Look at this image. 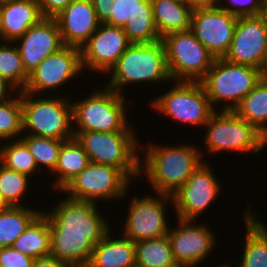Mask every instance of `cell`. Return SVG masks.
Masks as SVG:
<instances>
[{
    "instance_id": "1",
    "label": "cell",
    "mask_w": 267,
    "mask_h": 267,
    "mask_svg": "<svg viewBox=\"0 0 267 267\" xmlns=\"http://www.w3.org/2000/svg\"><path fill=\"white\" fill-rule=\"evenodd\" d=\"M142 147L147 151L144 152V160L140 159V175L146 174L155 190L153 192L157 194L172 195L189 179L199 165L206 161L202 158L200 147L187 145V143L164 147L149 143L147 147L140 145V149Z\"/></svg>"
},
{
    "instance_id": "2",
    "label": "cell",
    "mask_w": 267,
    "mask_h": 267,
    "mask_svg": "<svg viewBox=\"0 0 267 267\" xmlns=\"http://www.w3.org/2000/svg\"><path fill=\"white\" fill-rule=\"evenodd\" d=\"M108 73H111L110 82L104 86L121 95H124L121 89L131 83L160 84L172 81L161 39L154 43H132Z\"/></svg>"
},
{
    "instance_id": "3",
    "label": "cell",
    "mask_w": 267,
    "mask_h": 267,
    "mask_svg": "<svg viewBox=\"0 0 267 267\" xmlns=\"http://www.w3.org/2000/svg\"><path fill=\"white\" fill-rule=\"evenodd\" d=\"M33 95L20 91L23 133L63 141L73 139L72 101L66 95L49 98Z\"/></svg>"
},
{
    "instance_id": "4",
    "label": "cell",
    "mask_w": 267,
    "mask_h": 267,
    "mask_svg": "<svg viewBox=\"0 0 267 267\" xmlns=\"http://www.w3.org/2000/svg\"><path fill=\"white\" fill-rule=\"evenodd\" d=\"M73 133L87 153L90 162L121 169L131 181L140 176L141 157L138 149L141 144L136 138V130Z\"/></svg>"
},
{
    "instance_id": "5",
    "label": "cell",
    "mask_w": 267,
    "mask_h": 267,
    "mask_svg": "<svg viewBox=\"0 0 267 267\" xmlns=\"http://www.w3.org/2000/svg\"><path fill=\"white\" fill-rule=\"evenodd\" d=\"M265 74L258 68L216 58L200 81L214 110L234 111L241 100L252 91Z\"/></svg>"
},
{
    "instance_id": "6",
    "label": "cell",
    "mask_w": 267,
    "mask_h": 267,
    "mask_svg": "<svg viewBox=\"0 0 267 267\" xmlns=\"http://www.w3.org/2000/svg\"><path fill=\"white\" fill-rule=\"evenodd\" d=\"M91 94L83 100L71 102L73 132L134 131L127 122L125 95L105 86L103 90H95Z\"/></svg>"
},
{
    "instance_id": "7",
    "label": "cell",
    "mask_w": 267,
    "mask_h": 267,
    "mask_svg": "<svg viewBox=\"0 0 267 267\" xmlns=\"http://www.w3.org/2000/svg\"><path fill=\"white\" fill-rule=\"evenodd\" d=\"M204 126L207 128L204 145L210 154L222 151L259 154L267 146V137L234 111L215 110Z\"/></svg>"
},
{
    "instance_id": "8",
    "label": "cell",
    "mask_w": 267,
    "mask_h": 267,
    "mask_svg": "<svg viewBox=\"0 0 267 267\" xmlns=\"http://www.w3.org/2000/svg\"><path fill=\"white\" fill-rule=\"evenodd\" d=\"M57 204L50 212L42 211L48 218L51 235L86 236L95 246L112 230L96 203L66 197Z\"/></svg>"
},
{
    "instance_id": "9",
    "label": "cell",
    "mask_w": 267,
    "mask_h": 267,
    "mask_svg": "<svg viewBox=\"0 0 267 267\" xmlns=\"http://www.w3.org/2000/svg\"><path fill=\"white\" fill-rule=\"evenodd\" d=\"M161 40L172 81L200 82L216 59L190 29L169 33Z\"/></svg>"
},
{
    "instance_id": "10",
    "label": "cell",
    "mask_w": 267,
    "mask_h": 267,
    "mask_svg": "<svg viewBox=\"0 0 267 267\" xmlns=\"http://www.w3.org/2000/svg\"><path fill=\"white\" fill-rule=\"evenodd\" d=\"M172 84L167 92L151 100L150 107L181 124L204 127L215 110L201 83L174 81Z\"/></svg>"
},
{
    "instance_id": "11",
    "label": "cell",
    "mask_w": 267,
    "mask_h": 267,
    "mask_svg": "<svg viewBox=\"0 0 267 267\" xmlns=\"http://www.w3.org/2000/svg\"><path fill=\"white\" fill-rule=\"evenodd\" d=\"M130 180L121 169L90 162L60 192L70 199L98 204L99 199L124 198L130 189Z\"/></svg>"
},
{
    "instance_id": "12",
    "label": "cell",
    "mask_w": 267,
    "mask_h": 267,
    "mask_svg": "<svg viewBox=\"0 0 267 267\" xmlns=\"http://www.w3.org/2000/svg\"><path fill=\"white\" fill-rule=\"evenodd\" d=\"M133 197L128 204V214L123 225L122 236L137 242L165 236L169 232V222L165 213L168 202L173 200L171 195L157 194Z\"/></svg>"
},
{
    "instance_id": "13",
    "label": "cell",
    "mask_w": 267,
    "mask_h": 267,
    "mask_svg": "<svg viewBox=\"0 0 267 267\" xmlns=\"http://www.w3.org/2000/svg\"><path fill=\"white\" fill-rule=\"evenodd\" d=\"M215 178L210 164L207 161L202 162L189 179L171 195L177 215L175 217L195 222L221 194L222 187Z\"/></svg>"
},
{
    "instance_id": "14",
    "label": "cell",
    "mask_w": 267,
    "mask_h": 267,
    "mask_svg": "<svg viewBox=\"0 0 267 267\" xmlns=\"http://www.w3.org/2000/svg\"><path fill=\"white\" fill-rule=\"evenodd\" d=\"M83 71L80 48L65 45L47 56L29 73L23 91L42 96L45 91L49 93V90L58 89L61 85L69 83Z\"/></svg>"
},
{
    "instance_id": "15",
    "label": "cell",
    "mask_w": 267,
    "mask_h": 267,
    "mask_svg": "<svg viewBox=\"0 0 267 267\" xmlns=\"http://www.w3.org/2000/svg\"><path fill=\"white\" fill-rule=\"evenodd\" d=\"M224 59L267 73V31L262 15L237 18L234 36Z\"/></svg>"
},
{
    "instance_id": "16",
    "label": "cell",
    "mask_w": 267,
    "mask_h": 267,
    "mask_svg": "<svg viewBox=\"0 0 267 267\" xmlns=\"http://www.w3.org/2000/svg\"><path fill=\"white\" fill-rule=\"evenodd\" d=\"M237 18L218 5L193 9L190 30L215 58H224L231 46Z\"/></svg>"
},
{
    "instance_id": "17",
    "label": "cell",
    "mask_w": 267,
    "mask_h": 267,
    "mask_svg": "<svg viewBox=\"0 0 267 267\" xmlns=\"http://www.w3.org/2000/svg\"><path fill=\"white\" fill-rule=\"evenodd\" d=\"M178 226L167 234L174 259L179 267H196L206 260L216 246L215 235L205 224L177 218Z\"/></svg>"
},
{
    "instance_id": "18",
    "label": "cell",
    "mask_w": 267,
    "mask_h": 267,
    "mask_svg": "<svg viewBox=\"0 0 267 267\" xmlns=\"http://www.w3.org/2000/svg\"><path fill=\"white\" fill-rule=\"evenodd\" d=\"M131 44L123 27L100 23L80 48L83 70L107 74Z\"/></svg>"
},
{
    "instance_id": "19",
    "label": "cell",
    "mask_w": 267,
    "mask_h": 267,
    "mask_svg": "<svg viewBox=\"0 0 267 267\" xmlns=\"http://www.w3.org/2000/svg\"><path fill=\"white\" fill-rule=\"evenodd\" d=\"M14 43L17 44L22 64L28 74L47 56L65 46L56 19L50 17H44L38 24L30 27Z\"/></svg>"
},
{
    "instance_id": "20",
    "label": "cell",
    "mask_w": 267,
    "mask_h": 267,
    "mask_svg": "<svg viewBox=\"0 0 267 267\" xmlns=\"http://www.w3.org/2000/svg\"><path fill=\"white\" fill-rule=\"evenodd\" d=\"M64 45L81 48L98 29L91 0H73L56 17Z\"/></svg>"
},
{
    "instance_id": "21",
    "label": "cell",
    "mask_w": 267,
    "mask_h": 267,
    "mask_svg": "<svg viewBox=\"0 0 267 267\" xmlns=\"http://www.w3.org/2000/svg\"><path fill=\"white\" fill-rule=\"evenodd\" d=\"M43 18L37 0L0 1L1 41L13 43Z\"/></svg>"
},
{
    "instance_id": "22",
    "label": "cell",
    "mask_w": 267,
    "mask_h": 267,
    "mask_svg": "<svg viewBox=\"0 0 267 267\" xmlns=\"http://www.w3.org/2000/svg\"><path fill=\"white\" fill-rule=\"evenodd\" d=\"M110 230L92 251L86 267H135V242L121 237L113 239Z\"/></svg>"
},
{
    "instance_id": "23",
    "label": "cell",
    "mask_w": 267,
    "mask_h": 267,
    "mask_svg": "<svg viewBox=\"0 0 267 267\" xmlns=\"http://www.w3.org/2000/svg\"><path fill=\"white\" fill-rule=\"evenodd\" d=\"M250 208L243 214L246 235L242 261L237 267H267V225Z\"/></svg>"
},
{
    "instance_id": "24",
    "label": "cell",
    "mask_w": 267,
    "mask_h": 267,
    "mask_svg": "<svg viewBox=\"0 0 267 267\" xmlns=\"http://www.w3.org/2000/svg\"><path fill=\"white\" fill-rule=\"evenodd\" d=\"M151 4L160 38L172 32L190 29L193 9L184 1L151 0Z\"/></svg>"
},
{
    "instance_id": "25",
    "label": "cell",
    "mask_w": 267,
    "mask_h": 267,
    "mask_svg": "<svg viewBox=\"0 0 267 267\" xmlns=\"http://www.w3.org/2000/svg\"><path fill=\"white\" fill-rule=\"evenodd\" d=\"M89 163L90 160L87 153L75 137L64 141L59 152L57 166L52 172L53 175L57 176V179L51 184L53 189L60 192Z\"/></svg>"
},
{
    "instance_id": "26",
    "label": "cell",
    "mask_w": 267,
    "mask_h": 267,
    "mask_svg": "<svg viewBox=\"0 0 267 267\" xmlns=\"http://www.w3.org/2000/svg\"><path fill=\"white\" fill-rule=\"evenodd\" d=\"M93 248L86 236L51 235L50 256L70 267L87 266Z\"/></svg>"
},
{
    "instance_id": "27",
    "label": "cell",
    "mask_w": 267,
    "mask_h": 267,
    "mask_svg": "<svg viewBox=\"0 0 267 267\" xmlns=\"http://www.w3.org/2000/svg\"><path fill=\"white\" fill-rule=\"evenodd\" d=\"M51 232L48 218L41 213L14 241L12 247L34 259L50 255Z\"/></svg>"
},
{
    "instance_id": "28",
    "label": "cell",
    "mask_w": 267,
    "mask_h": 267,
    "mask_svg": "<svg viewBox=\"0 0 267 267\" xmlns=\"http://www.w3.org/2000/svg\"><path fill=\"white\" fill-rule=\"evenodd\" d=\"M234 112L267 137V75L241 100Z\"/></svg>"
},
{
    "instance_id": "29",
    "label": "cell",
    "mask_w": 267,
    "mask_h": 267,
    "mask_svg": "<svg viewBox=\"0 0 267 267\" xmlns=\"http://www.w3.org/2000/svg\"><path fill=\"white\" fill-rule=\"evenodd\" d=\"M24 206H10L0 213V248L12 247L14 241L42 213Z\"/></svg>"
},
{
    "instance_id": "30",
    "label": "cell",
    "mask_w": 267,
    "mask_h": 267,
    "mask_svg": "<svg viewBox=\"0 0 267 267\" xmlns=\"http://www.w3.org/2000/svg\"><path fill=\"white\" fill-rule=\"evenodd\" d=\"M136 267H179L168 236L135 242Z\"/></svg>"
},
{
    "instance_id": "31",
    "label": "cell",
    "mask_w": 267,
    "mask_h": 267,
    "mask_svg": "<svg viewBox=\"0 0 267 267\" xmlns=\"http://www.w3.org/2000/svg\"><path fill=\"white\" fill-rule=\"evenodd\" d=\"M7 142L4 146L0 143V163L32 178L31 175L38 171V166L27 145L20 138Z\"/></svg>"
},
{
    "instance_id": "32",
    "label": "cell",
    "mask_w": 267,
    "mask_h": 267,
    "mask_svg": "<svg viewBox=\"0 0 267 267\" xmlns=\"http://www.w3.org/2000/svg\"><path fill=\"white\" fill-rule=\"evenodd\" d=\"M0 77L18 92L23 91L28 82L29 74L24 69L16 44L12 45V42H0Z\"/></svg>"
},
{
    "instance_id": "33",
    "label": "cell",
    "mask_w": 267,
    "mask_h": 267,
    "mask_svg": "<svg viewBox=\"0 0 267 267\" xmlns=\"http://www.w3.org/2000/svg\"><path fill=\"white\" fill-rule=\"evenodd\" d=\"M20 139L34 156L39 169L45 166L51 172L55 170L63 140L34 135H24Z\"/></svg>"
},
{
    "instance_id": "34",
    "label": "cell",
    "mask_w": 267,
    "mask_h": 267,
    "mask_svg": "<svg viewBox=\"0 0 267 267\" xmlns=\"http://www.w3.org/2000/svg\"><path fill=\"white\" fill-rule=\"evenodd\" d=\"M15 94L18 96L0 103V143L1 140H17L18 137H21L19 134H23L20 91Z\"/></svg>"
},
{
    "instance_id": "35",
    "label": "cell",
    "mask_w": 267,
    "mask_h": 267,
    "mask_svg": "<svg viewBox=\"0 0 267 267\" xmlns=\"http://www.w3.org/2000/svg\"><path fill=\"white\" fill-rule=\"evenodd\" d=\"M29 179L28 175L8 169L0 163V194L9 206H24L21 201L27 193Z\"/></svg>"
},
{
    "instance_id": "36",
    "label": "cell",
    "mask_w": 267,
    "mask_h": 267,
    "mask_svg": "<svg viewBox=\"0 0 267 267\" xmlns=\"http://www.w3.org/2000/svg\"><path fill=\"white\" fill-rule=\"evenodd\" d=\"M123 30L131 43H154L161 38L158 34L153 13H136L124 25Z\"/></svg>"
},
{
    "instance_id": "37",
    "label": "cell",
    "mask_w": 267,
    "mask_h": 267,
    "mask_svg": "<svg viewBox=\"0 0 267 267\" xmlns=\"http://www.w3.org/2000/svg\"><path fill=\"white\" fill-rule=\"evenodd\" d=\"M110 11L105 24L117 27H124L136 13H153L151 0H114Z\"/></svg>"
},
{
    "instance_id": "38",
    "label": "cell",
    "mask_w": 267,
    "mask_h": 267,
    "mask_svg": "<svg viewBox=\"0 0 267 267\" xmlns=\"http://www.w3.org/2000/svg\"><path fill=\"white\" fill-rule=\"evenodd\" d=\"M222 1L225 0H218L217 5L237 17L261 15L266 8V0H226L230 6L221 4Z\"/></svg>"
},
{
    "instance_id": "39",
    "label": "cell",
    "mask_w": 267,
    "mask_h": 267,
    "mask_svg": "<svg viewBox=\"0 0 267 267\" xmlns=\"http://www.w3.org/2000/svg\"><path fill=\"white\" fill-rule=\"evenodd\" d=\"M34 260L13 247L0 248V267H33Z\"/></svg>"
},
{
    "instance_id": "40",
    "label": "cell",
    "mask_w": 267,
    "mask_h": 267,
    "mask_svg": "<svg viewBox=\"0 0 267 267\" xmlns=\"http://www.w3.org/2000/svg\"><path fill=\"white\" fill-rule=\"evenodd\" d=\"M73 0H37L44 17L54 18Z\"/></svg>"
},
{
    "instance_id": "41",
    "label": "cell",
    "mask_w": 267,
    "mask_h": 267,
    "mask_svg": "<svg viewBox=\"0 0 267 267\" xmlns=\"http://www.w3.org/2000/svg\"><path fill=\"white\" fill-rule=\"evenodd\" d=\"M100 23H105L111 15V7L114 0H91Z\"/></svg>"
},
{
    "instance_id": "42",
    "label": "cell",
    "mask_w": 267,
    "mask_h": 267,
    "mask_svg": "<svg viewBox=\"0 0 267 267\" xmlns=\"http://www.w3.org/2000/svg\"><path fill=\"white\" fill-rule=\"evenodd\" d=\"M17 91L6 79L0 77V103L11 100L13 98L12 96H14L13 94L15 92L17 93Z\"/></svg>"
},
{
    "instance_id": "43",
    "label": "cell",
    "mask_w": 267,
    "mask_h": 267,
    "mask_svg": "<svg viewBox=\"0 0 267 267\" xmlns=\"http://www.w3.org/2000/svg\"><path fill=\"white\" fill-rule=\"evenodd\" d=\"M33 267H70L68 264L57 260L55 257L46 256L34 260Z\"/></svg>"
},
{
    "instance_id": "44",
    "label": "cell",
    "mask_w": 267,
    "mask_h": 267,
    "mask_svg": "<svg viewBox=\"0 0 267 267\" xmlns=\"http://www.w3.org/2000/svg\"><path fill=\"white\" fill-rule=\"evenodd\" d=\"M192 9L217 6L218 0H183Z\"/></svg>"
},
{
    "instance_id": "45",
    "label": "cell",
    "mask_w": 267,
    "mask_h": 267,
    "mask_svg": "<svg viewBox=\"0 0 267 267\" xmlns=\"http://www.w3.org/2000/svg\"><path fill=\"white\" fill-rule=\"evenodd\" d=\"M9 207V204L3 199L2 195L0 194V213L6 211Z\"/></svg>"
},
{
    "instance_id": "46",
    "label": "cell",
    "mask_w": 267,
    "mask_h": 267,
    "mask_svg": "<svg viewBox=\"0 0 267 267\" xmlns=\"http://www.w3.org/2000/svg\"><path fill=\"white\" fill-rule=\"evenodd\" d=\"M266 26V31H267V7L265 8L264 12L261 14Z\"/></svg>"
},
{
    "instance_id": "47",
    "label": "cell",
    "mask_w": 267,
    "mask_h": 267,
    "mask_svg": "<svg viewBox=\"0 0 267 267\" xmlns=\"http://www.w3.org/2000/svg\"><path fill=\"white\" fill-rule=\"evenodd\" d=\"M219 267H230V265H229V264L227 265V264L225 263V265L222 264V266L220 265Z\"/></svg>"
}]
</instances>
